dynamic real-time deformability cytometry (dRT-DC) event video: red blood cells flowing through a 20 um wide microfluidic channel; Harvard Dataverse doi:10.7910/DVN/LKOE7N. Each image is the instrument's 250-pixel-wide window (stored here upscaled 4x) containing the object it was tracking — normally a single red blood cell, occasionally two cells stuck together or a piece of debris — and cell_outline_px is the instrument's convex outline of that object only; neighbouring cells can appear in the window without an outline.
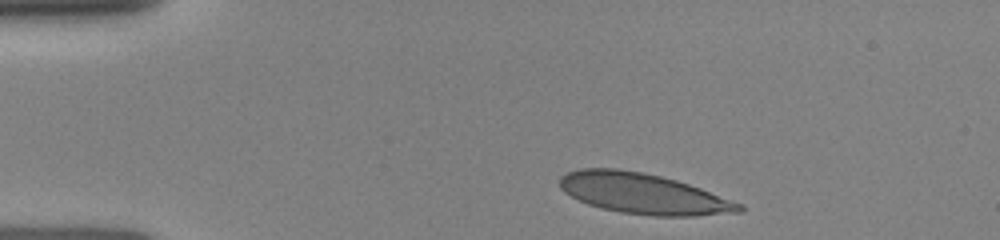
{"species": "human", "species_latin": "Homo sapiens", "temperature_condition": "room temperature", "stored_images_in_passage": 37, "camera_frame_rate_fps": 3000, "um_per_image_px": 0.085, "donor": {"sex": "female"}, "frame": {"image": 1, "passage_image": 1, "time_ms": 0.0, "image_size_px": [1000, 240], "cell_outline_px": [[744, 212], [696, 216], [652, 216], [620, 212], [588, 204], [564, 192], [560, 188], [560, 176], [568, 172], [580, 168], [616, 168], [644, 172], [676, 180], [700, 188], [744, 204]], "centroid_in_image_um": [54.71, 16.46], "position_along_channel_um": 30.3, "area_um2": 42.48}}
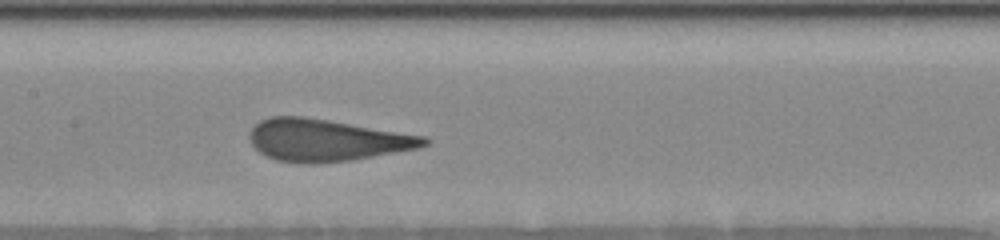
{"frame": {"image": 2, "passage_image": 23, "time_ms": 5.0, "image_size_px": [1000, 240], "cell_outline_px": [[432, 140], [428, 144], [420, 148], [352, 160], [312, 164], [276, 160], [260, 152], [252, 144], [248, 136], [248, 132], [260, 120], [268, 116], [304, 116], [428, 136]], "centroid_in_image_um": [27.8, 11.9], "position_along_channel_um": 179.6, "area_um2": 43.0}}
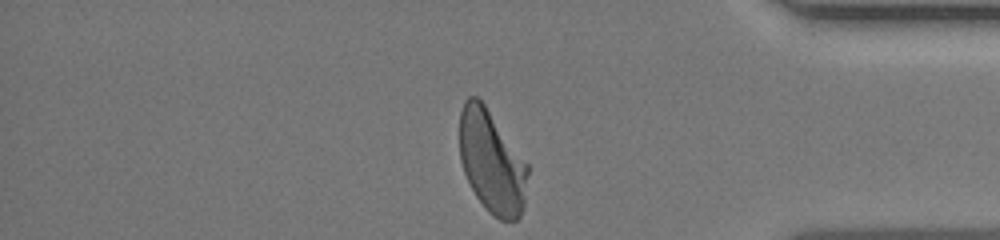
{"frame": {"image": 3, "passage_image": 37, "time_ms": 10.667, "image_size_px": [1000, 240], "cell_outline_px": [[528, 172], [524, 208], [520, 216], [516, 220], [500, 220], [476, 196], [464, 172], [460, 160], [460, 112], [464, 100], [468, 96], [476, 96], [484, 104], [528, 164]], "centroid_in_image_um": [41.8, 13.74], "position_along_channel_um": 393.4, "area_um2": 40.34}}